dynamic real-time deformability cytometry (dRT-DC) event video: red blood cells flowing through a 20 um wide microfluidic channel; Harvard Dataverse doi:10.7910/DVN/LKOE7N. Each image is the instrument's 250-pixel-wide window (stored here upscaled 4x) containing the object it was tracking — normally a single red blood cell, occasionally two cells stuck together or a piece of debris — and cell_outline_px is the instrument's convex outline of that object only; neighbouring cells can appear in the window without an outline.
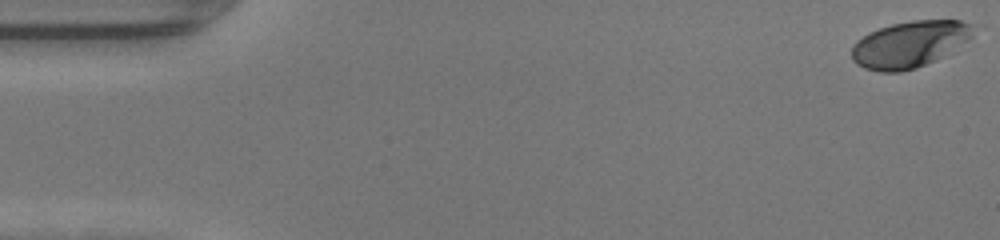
{"species": "human", "species_latin": "Homo sapiens", "temperature_condition": "warm", "stored_images_in_passage": 44, "camera_frame_rate_fps": 3000, "um_per_image_px": 0.085, "donor": {"sex": "female"}, "frame": {"image": 1, "passage_image": 1, "time_ms": 0.0, "image_size_px": [1000, 240], "cell_outline_px": [[972, 36], [968, 40], [936, 60], [916, 68], [900, 72], [880, 72], [864, 68], [856, 64], [852, 60], [852, 48], [856, 40], [868, 32], [892, 24], [912, 20], [960, 20], [972, 24]], "centroid_in_image_um": [77.28, 3.77], "position_along_channel_um": 7.7, "area_um2": 32.83}}
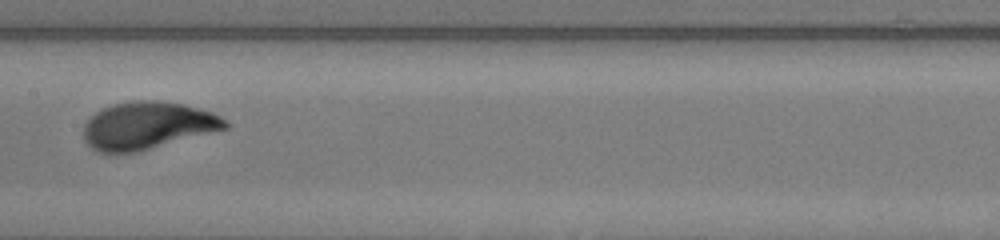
{"frame": {"image": 2, "passage_image": 25, "time_ms": 8.0, "image_size_px": [1000, 240], "cell_outline_px": [[228, 128], [136, 152], [100, 152], [92, 148], [84, 140], [84, 124], [96, 112], [112, 104], [132, 100], [160, 100], [184, 104], [212, 112], [228, 120]], "centroid_in_image_um": [12.55, 10.65], "position_along_channel_um": 194.8, "area_um2": 38.96}}
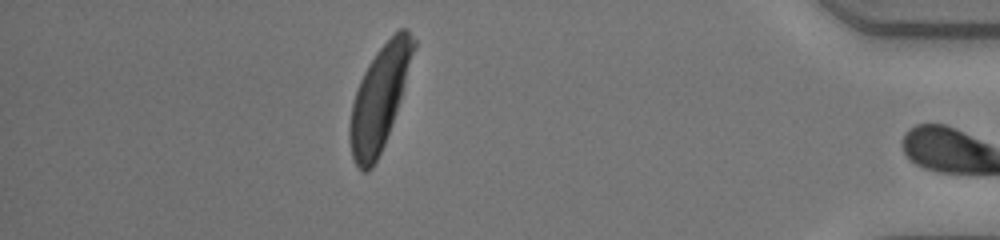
{"frame": {"image": 3, "passage_image": 43, "time_ms": 14.0, "image_size_px": [1000, 240], "cell_outline_px": [[416, 48], [400, 100], [392, 124], [384, 144], [372, 168], [368, 172], [364, 172], [356, 168], [352, 156], [348, 140], [348, 128], [352, 104], [360, 80], [368, 64], [376, 52], [400, 28], [408, 28], [416, 40]], "centroid_in_image_um": [32.25, 8.35], "position_along_channel_um": 403.0, "area_um2": 38.26}, "authors_computed_cell_mechanics": {"area_um2": 37.5122, "velocity_mm_per_s": 4.2775, "shape_relaxation_time_tau1_ms": 2.4089, "shape_relaxation_time_tau2_ms": null, "deformation_change_tau1": 0.1833, "deformation_change_tau2": null}}